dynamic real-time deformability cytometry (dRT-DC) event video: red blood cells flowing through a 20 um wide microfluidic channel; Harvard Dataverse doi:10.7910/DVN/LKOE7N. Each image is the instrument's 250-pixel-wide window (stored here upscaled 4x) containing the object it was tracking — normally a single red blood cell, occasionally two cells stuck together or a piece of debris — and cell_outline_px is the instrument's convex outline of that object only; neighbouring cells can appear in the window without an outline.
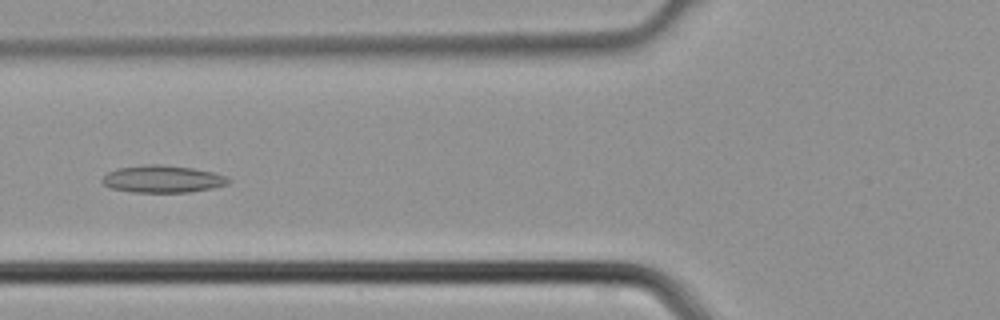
{"species": "common noctule bat (a hibernating species)", "species_latin": "Nyctalus noctula", "temperature_condition": "cold", "stored_images_in_passage": 5, "camera_frame_rate_fps": 3000, "um_per_image_px": 0.085, "animal": {"sex": "male", "body_mass_g": 21.5, "forearm_length_mm": 52.0}, "frame": {"image": 1, "passage_image": 5, "time_ms": 1.333, "image_size_px": [1000, 320], "cell_outline_px": [[232, 180], [228, 184], [212, 188], [188, 192], [132, 192], [108, 188], [100, 180], [108, 172], [116, 168], [148, 164], [160, 164], [192, 168], [212, 172], [228, 176]], "centroid_in_image_um": [13.81, 15.21], "position_along_channel_um": 112.0, "area_um2": 20.17}}